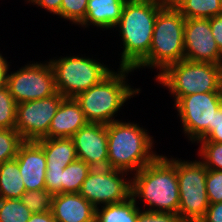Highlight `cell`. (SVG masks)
I'll return each mask as SVG.
<instances>
[{
    "label": "cell",
    "instance_id": "obj_1",
    "mask_svg": "<svg viewBox=\"0 0 222 222\" xmlns=\"http://www.w3.org/2000/svg\"><path fill=\"white\" fill-rule=\"evenodd\" d=\"M165 4L154 0H127L114 28L123 41L121 68L136 70L148 57L158 11Z\"/></svg>",
    "mask_w": 222,
    "mask_h": 222
},
{
    "label": "cell",
    "instance_id": "obj_2",
    "mask_svg": "<svg viewBox=\"0 0 222 222\" xmlns=\"http://www.w3.org/2000/svg\"><path fill=\"white\" fill-rule=\"evenodd\" d=\"M131 196L146 202L148 211L177 213L179 209V183L176 159L158 156L134 173Z\"/></svg>",
    "mask_w": 222,
    "mask_h": 222
},
{
    "label": "cell",
    "instance_id": "obj_3",
    "mask_svg": "<svg viewBox=\"0 0 222 222\" xmlns=\"http://www.w3.org/2000/svg\"><path fill=\"white\" fill-rule=\"evenodd\" d=\"M107 138L109 168L138 172L159 156L151 151L152 137L137 123L115 120L107 124Z\"/></svg>",
    "mask_w": 222,
    "mask_h": 222
},
{
    "label": "cell",
    "instance_id": "obj_4",
    "mask_svg": "<svg viewBox=\"0 0 222 222\" xmlns=\"http://www.w3.org/2000/svg\"><path fill=\"white\" fill-rule=\"evenodd\" d=\"M119 68L118 72L111 71L98 84L75 97L88 122L102 124L114 122L113 117L123 104L132 96L139 94L140 88L133 89L125 81V77L128 76L126 74L134 69Z\"/></svg>",
    "mask_w": 222,
    "mask_h": 222
},
{
    "label": "cell",
    "instance_id": "obj_5",
    "mask_svg": "<svg viewBox=\"0 0 222 222\" xmlns=\"http://www.w3.org/2000/svg\"><path fill=\"white\" fill-rule=\"evenodd\" d=\"M185 17L174 5H164L157 14L148 57L137 67H156L162 73L184 59Z\"/></svg>",
    "mask_w": 222,
    "mask_h": 222
},
{
    "label": "cell",
    "instance_id": "obj_6",
    "mask_svg": "<svg viewBox=\"0 0 222 222\" xmlns=\"http://www.w3.org/2000/svg\"><path fill=\"white\" fill-rule=\"evenodd\" d=\"M156 80L169 89L175 101L195 93L222 92V65L183 59L158 73Z\"/></svg>",
    "mask_w": 222,
    "mask_h": 222
},
{
    "label": "cell",
    "instance_id": "obj_7",
    "mask_svg": "<svg viewBox=\"0 0 222 222\" xmlns=\"http://www.w3.org/2000/svg\"><path fill=\"white\" fill-rule=\"evenodd\" d=\"M49 62L55 75L56 91L64 98H75L79 93L98 84L112 71L88 57L66 56Z\"/></svg>",
    "mask_w": 222,
    "mask_h": 222
},
{
    "label": "cell",
    "instance_id": "obj_8",
    "mask_svg": "<svg viewBox=\"0 0 222 222\" xmlns=\"http://www.w3.org/2000/svg\"><path fill=\"white\" fill-rule=\"evenodd\" d=\"M176 171L179 183V217L183 222L201 221L209 206L205 185L208 169L200 160L189 162L178 158Z\"/></svg>",
    "mask_w": 222,
    "mask_h": 222
},
{
    "label": "cell",
    "instance_id": "obj_9",
    "mask_svg": "<svg viewBox=\"0 0 222 222\" xmlns=\"http://www.w3.org/2000/svg\"><path fill=\"white\" fill-rule=\"evenodd\" d=\"M183 130L192 142L205 139L215 126L216 111L222 106V92L195 93L174 102Z\"/></svg>",
    "mask_w": 222,
    "mask_h": 222
},
{
    "label": "cell",
    "instance_id": "obj_10",
    "mask_svg": "<svg viewBox=\"0 0 222 222\" xmlns=\"http://www.w3.org/2000/svg\"><path fill=\"white\" fill-rule=\"evenodd\" d=\"M124 174L109 167L91 168L78 193L95 208L122 202L131 196V180Z\"/></svg>",
    "mask_w": 222,
    "mask_h": 222
},
{
    "label": "cell",
    "instance_id": "obj_11",
    "mask_svg": "<svg viewBox=\"0 0 222 222\" xmlns=\"http://www.w3.org/2000/svg\"><path fill=\"white\" fill-rule=\"evenodd\" d=\"M7 87L17 104L46 98L57 92L50 62L27 64L8 74Z\"/></svg>",
    "mask_w": 222,
    "mask_h": 222
},
{
    "label": "cell",
    "instance_id": "obj_12",
    "mask_svg": "<svg viewBox=\"0 0 222 222\" xmlns=\"http://www.w3.org/2000/svg\"><path fill=\"white\" fill-rule=\"evenodd\" d=\"M64 97L54 95L17 104L15 129L24 141L48 138L51 121Z\"/></svg>",
    "mask_w": 222,
    "mask_h": 222
},
{
    "label": "cell",
    "instance_id": "obj_13",
    "mask_svg": "<svg viewBox=\"0 0 222 222\" xmlns=\"http://www.w3.org/2000/svg\"><path fill=\"white\" fill-rule=\"evenodd\" d=\"M184 59L222 65V52L211 33L209 18L185 19Z\"/></svg>",
    "mask_w": 222,
    "mask_h": 222
},
{
    "label": "cell",
    "instance_id": "obj_14",
    "mask_svg": "<svg viewBox=\"0 0 222 222\" xmlns=\"http://www.w3.org/2000/svg\"><path fill=\"white\" fill-rule=\"evenodd\" d=\"M71 139L77 159L91 168L108 167L107 124L88 122Z\"/></svg>",
    "mask_w": 222,
    "mask_h": 222
},
{
    "label": "cell",
    "instance_id": "obj_15",
    "mask_svg": "<svg viewBox=\"0 0 222 222\" xmlns=\"http://www.w3.org/2000/svg\"><path fill=\"white\" fill-rule=\"evenodd\" d=\"M26 191L44 190L46 157L36 141H24L15 157Z\"/></svg>",
    "mask_w": 222,
    "mask_h": 222
},
{
    "label": "cell",
    "instance_id": "obj_16",
    "mask_svg": "<svg viewBox=\"0 0 222 222\" xmlns=\"http://www.w3.org/2000/svg\"><path fill=\"white\" fill-rule=\"evenodd\" d=\"M95 210L79 193L55 194L51 208L57 222H95Z\"/></svg>",
    "mask_w": 222,
    "mask_h": 222
},
{
    "label": "cell",
    "instance_id": "obj_17",
    "mask_svg": "<svg viewBox=\"0 0 222 222\" xmlns=\"http://www.w3.org/2000/svg\"><path fill=\"white\" fill-rule=\"evenodd\" d=\"M88 123L75 98H64L48 129V138H71Z\"/></svg>",
    "mask_w": 222,
    "mask_h": 222
},
{
    "label": "cell",
    "instance_id": "obj_18",
    "mask_svg": "<svg viewBox=\"0 0 222 222\" xmlns=\"http://www.w3.org/2000/svg\"><path fill=\"white\" fill-rule=\"evenodd\" d=\"M126 1L127 0H88L86 17L79 25L85 28L88 25H94L102 29L114 28L121 18Z\"/></svg>",
    "mask_w": 222,
    "mask_h": 222
},
{
    "label": "cell",
    "instance_id": "obj_19",
    "mask_svg": "<svg viewBox=\"0 0 222 222\" xmlns=\"http://www.w3.org/2000/svg\"><path fill=\"white\" fill-rule=\"evenodd\" d=\"M36 142L44 150L46 169H64L77 159L71 138H42Z\"/></svg>",
    "mask_w": 222,
    "mask_h": 222
},
{
    "label": "cell",
    "instance_id": "obj_20",
    "mask_svg": "<svg viewBox=\"0 0 222 222\" xmlns=\"http://www.w3.org/2000/svg\"><path fill=\"white\" fill-rule=\"evenodd\" d=\"M101 207L95 210V222H137L140 212L132 196L122 202Z\"/></svg>",
    "mask_w": 222,
    "mask_h": 222
},
{
    "label": "cell",
    "instance_id": "obj_21",
    "mask_svg": "<svg viewBox=\"0 0 222 222\" xmlns=\"http://www.w3.org/2000/svg\"><path fill=\"white\" fill-rule=\"evenodd\" d=\"M26 191L16 159L0 164V198L21 199Z\"/></svg>",
    "mask_w": 222,
    "mask_h": 222
},
{
    "label": "cell",
    "instance_id": "obj_22",
    "mask_svg": "<svg viewBox=\"0 0 222 222\" xmlns=\"http://www.w3.org/2000/svg\"><path fill=\"white\" fill-rule=\"evenodd\" d=\"M173 5L185 19L211 18L222 14V0H177Z\"/></svg>",
    "mask_w": 222,
    "mask_h": 222
},
{
    "label": "cell",
    "instance_id": "obj_23",
    "mask_svg": "<svg viewBox=\"0 0 222 222\" xmlns=\"http://www.w3.org/2000/svg\"><path fill=\"white\" fill-rule=\"evenodd\" d=\"M90 170L91 167L80 159L68 164L62 173V193H78Z\"/></svg>",
    "mask_w": 222,
    "mask_h": 222
},
{
    "label": "cell",
    "instance_id": "obj_24",
    "mask_svg": "<svg viewBox=\"0 0 222 222\" xmlns=\"http://www.w3.org/2000/svg\"><path fill=\"white\" fill-rule=\"evenodd\" d=\"M31 216L21 199L0 198V222H28Z\"/></svg>",
    "mask_w": 222,
    "mask_h": 222
},
{
    "label": "cell",
    "instance_id": "obj_25",
    "mask_svg": "<svg viewBox=\"0 0 222 222\" xmlns=\"http://www.w3.org/2000/svg\"><path fill=\"white\" fill-rule=\"evenodd\" d=\"M54 194L44 190H30L22 194L21 200L32 214L50 212L53 204Z\"/></svg>",
    "mask_w": 222,
    "mask_h": 222
},
{
    "label": "cell",
    "instance_id": "obj_26",
    "mask_svg": "<svg viewBox=\"0 0 222 222\" xmlns=\"http://www.w3.org/2000/svg\"><path fill=\"white\" fill-rule=\"evenodd\" d=\"M23 142V138L15 128L0 129V164L15 159Z\"/></svg>",
    "mask_w": 222,
    "mask_h": 222
},
{
    "label": "cell",
    "instance_id": "obj_27",
    "mask_svg": "<svg viewBox=\"0 0 222 222\" xmlns=\"http://www.w3.org/2000/svg\"><path fill=\"white\" fill-rule=\"evenodd\" d=\"M17 103L9 93L8 87L0 88V129H14Z\"/></svg>",
    "mask_w": 222,
    "mask_h": 222
},
{
    "label": "cell",
    "instance_id": "obj_28",
    "mask_svg": "<svg viewBox=\"0 0 222 222\" xmlns=\"http://www.w3.org/2000/svg\"><path fill=\"white\" fill-rule=\"evenodd\" d=\"M201 143L199 155L201 162L209 170L222 171V143L212 141H198Z\"/></svg>",
    "mask_w": 222,
    "mask_h": 222
},
{
    "label": "cell",
    "instance_id": "obj_29",
    "mask_svg": "<svg viewBox=\"0 0 222 222\" xmlns=\"http://www.w3.org/2000/svg\"><path fill=\"white\" fill-rule=\"evenodd\" d=\"M88 0H62L60 16L74 24H80L86 17Z\"/></svg>",
    "mask_w": 222,
    "mask_h": 222
},
{
    "label": "cell",
    "instance_id": "obj_30",
    "mask_svg": "<svg viewBox=\"0 0 222 222\" xmlns=\"http://www.w3.org/2000/svg\"><path fill=\"white\" fill-rule=\"evenodd\" d=\"M205 185L209 204L222 202V171L208 169Z\"/></svg>",
    "mask_w": 222,
    "mask_h": 222
},
{
    "label": "cell",
    "instance_id": "obj_31",
    "mask_svg": "<svg viewBox=\"0 0 222 222\" xmlns=\"http://www.w3.org/2000/svg\"><path fill=\"white\" fill-rule=\"evenodd\" d=\"M137 222H183L177 213L140 211Z\"/></svg>",
    "mask_w": 222,
    "mask_h": 222
},
{
    "label": "cell",
    "instance_id": "obj_32",
    "mask_svg": "<svg viewBox=\"0 0 222 222\" xmlns=\"http://www.w3.org/2000/svg\"><path fill=\"white\" fill-rule=\"evenodd\" d=\"M62 173L63 169H46L45 188L55 194L62 193Z\"/></svg>",
    "mask_w": 222,
    "mask_h": 222
},
{
    "label": "cell",
    "instance_id": "obj_33",
    "mask_svg": "<svg viewBox=\"0 0 222 222\" xmlns=\"http://www.w3.org/2000/svg\"><path fill=\"white\" fill-rule=\"evenodd\" d=\"M222 143V106L216 111L215 126L213 131L203 140Z\"/></svg>",
    "mask_w": 222,
    "mask_h": 222
},
{
    "label": "cell",
    "instance_id": "obj_34",
    "mask_svg": "<svg viewBox=\"0 0 222 222\" xmlns=\"http://www.w3.org/2000/svg\"><path fill=\"white\" fill-rule=\"evenodd\" d=\"M211 33L216 41L219 50L222 52V14L209 18Z\"/></svg>",
    "mask_w": 222,
    "mask_h": 222
},
{
    "label": "cell",
    "instance_id": "obj_35",
    "mask_svg": "<svg viewBox=\"0 0 222 222\" xmlns=\"http://www.w3.org/2000/svg\"><path fill=\"white\" fill-rule=\"evenodd\" d=\"M201 222H222V202L209 204Z\"/></svg>",
    "mask_w": 222,
    "mask_h": 222
},
{
    "label": "cell",
    "instance_id": "obj_36",
    "mask_svg": "<svg viewBox=\"0 0 222 222\" xmlns=\"http://www.w3.org/2000/svg\"><path fill=\"white\" fill-rule=\"evenodd\" d=\"M29 2L45 8L54 15L56 14L60 16V7L62 0H28V3Z\"/></svg>",
    "mask_w": 222,
    "mask_h": 222
},
{
    "label": "cell",
    "instance_id": "obj_37",
    "mask_svg": "<svg viewBox=\"0 0 222 222\" xmlns=\"http://www.w3.org/2000/svg\"><path fill=\"white\" fill-rule=\"evenodd\" d=\"M9 64L0 53V88L7 86Z\"/></svg>",
    "mask_w": 222,
    "mask_h": 222
},
{
    "label": "cell",
    "instance_id": "obj_38",
    "mask_svg": "<svg viewBox=\"0 0 222 222\" xmlns=\"http://www.w3.org/2000/svg\"><path fill=\"white\" fill-rule=\"evenodd\" d=\"M28 222H57V221L54 219L52 212L50 211V212L32 214Z\"/></svg>",
    "mask_w": 222,
    "mask_h": 222
},
{
    "label": "cell",
    "instance_id": "obj_39",
    "mask_svg": "<svg viewBox=\"0 0 222 222\" xmlns=\"http://www.w3.org/2000/svg\"><path fill=\"white\" fill-rule=\"evenodd\" d=\"M154 1H157V2H160V3H163L165 5H173L177 0H154Z\"/></svg>",
    "mask_w": 222,
    "mask_h": 222
}]
</instances>
